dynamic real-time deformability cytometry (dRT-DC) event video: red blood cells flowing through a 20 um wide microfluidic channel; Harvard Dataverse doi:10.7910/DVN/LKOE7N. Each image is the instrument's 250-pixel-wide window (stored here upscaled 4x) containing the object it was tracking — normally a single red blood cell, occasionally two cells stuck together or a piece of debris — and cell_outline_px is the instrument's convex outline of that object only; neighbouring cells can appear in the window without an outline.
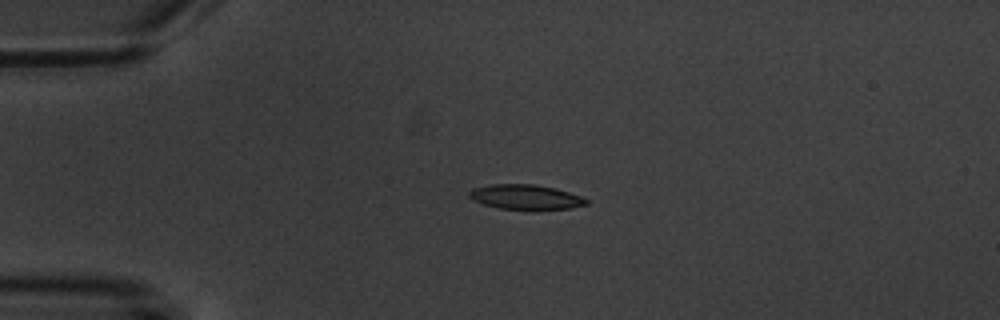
{"species": "common noctule bat (a hibernating species)", "species_latin": "Nyctalus noctula", "temperature_condition": "warm", "stored_images_in_passage": 5, "camera_frame_rate_fps": 3000, "um_per_image_px": 0.085, "animal": {"sex": "male", "body_mass_g": 20.1, "forearm_length_mm": 53.5}, "frame": {"image": 1, "passage_image": 3, "time_ms": 3.333, "image_size_px": [1000, 320], "cell_outline_px": [[588, 204], [568, 208], [536, 212], [496, 208], [472, 200], [468, 196], [468, 192], [472, 188], [492, 184], [536, 184], [556, 188], [580, 196], [588, 200]], "centroid_in_image_um": [44.66, 16.78], "position_along_channel_um": 40.3, "area_um2": 17.63}}